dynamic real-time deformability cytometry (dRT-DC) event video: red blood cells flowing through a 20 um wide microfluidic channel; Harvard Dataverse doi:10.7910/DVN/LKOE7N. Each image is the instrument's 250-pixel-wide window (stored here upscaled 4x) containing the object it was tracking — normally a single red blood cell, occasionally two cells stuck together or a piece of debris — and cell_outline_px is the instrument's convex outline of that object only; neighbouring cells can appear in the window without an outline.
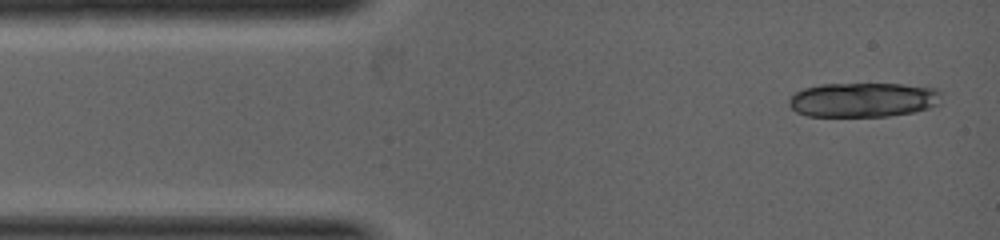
{"species": "common noctule bat (a hibernating species)", "species_latin": "Nyctalus noctula", "temperature_condition": "warm", "stored_images_in_passage": 3, "camera_frame_rate_fps": 5000, "um_per_image_px": 0.085, "animal": {"sex": "female", "body_mass_g": 19.0, "forearm_length_mm": 53.3}, "frame": {"image": 1, "passage_image": 1, "time_ms": 0.0, "image_size_px": [1000, 240], "cell_outline_px": [[944, 92], [936, 104], [928, 108], [912, 112], [888, 116], [808, 116], [796, 112], [788, 104], [788, 100], [796, 92], [804, 88], [820, 84], [904, 84], [936, 88]], "centroid_in_image_um": [73.37, 8.47], "position_along_channel_um": 11.6, "area_um2": 30.69}}